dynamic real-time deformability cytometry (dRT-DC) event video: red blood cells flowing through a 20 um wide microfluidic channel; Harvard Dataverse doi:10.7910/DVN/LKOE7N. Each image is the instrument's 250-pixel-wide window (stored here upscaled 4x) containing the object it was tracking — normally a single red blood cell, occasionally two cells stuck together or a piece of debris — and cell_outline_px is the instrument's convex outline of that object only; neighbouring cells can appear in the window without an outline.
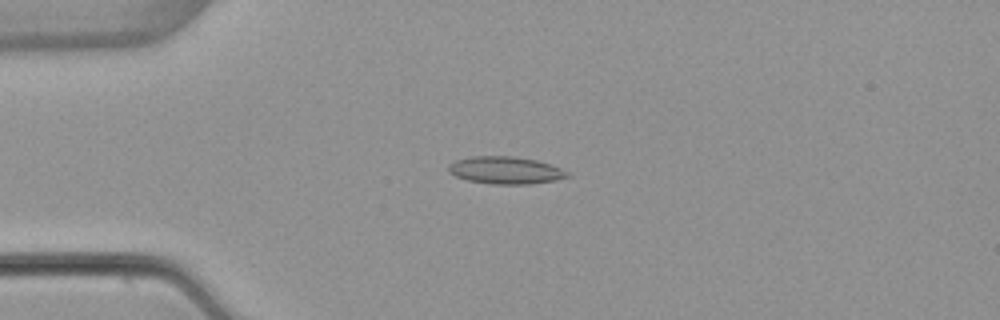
{"species": "common noctule bat (a hibernating species)", "species_latin": "Nyctalus noctula", "temperature_condition": "warm", "stored_images_in_passage": 52, "camera_frame_rate_fps": 3000, "um_per_image_px": 0.085, "animal": {"sex": "female", "body_mass_g": 22.7, "forearm_length_mm": 54.2}, "frame": {"image": 1, "passage_image": 13, "time_ms": 4.0, "image_size_px": [1000, 320], "cell_outline_px": [[572, 176], [556, 180], [532, 184], [492, 184], [468, 180], [456, 176], [448, 172], [448, 164], [456, 160], [472, 156], [512, 156], [536, 160], [560, 168], [568, 172]], "centroid_in_image_um": [42.97, 14.47], "position_along_channel_um": 42.0, "area_um2": 18.96}}
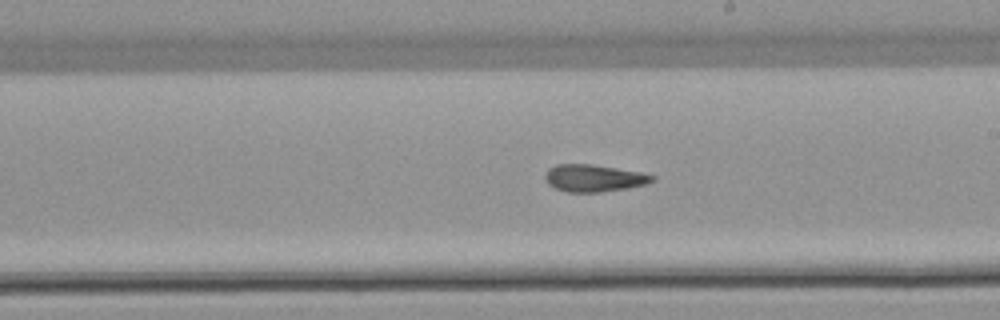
{"frame": {"image": 2, "passage_image": 30, "time_ms": 9.667, "image_size_px": [1000, 320], "cell_outline_px": [[656, 180], [648, 184], [628, 188], [600, 192], [568, 192], [556, 188], [548, 184], [544, 180], [544, 176], [548, 168], [556, 164], [592, 164], [640, 172], [656, 176]], "centroid_in_image_um": [50.49, 15.14], "position_along_channel_um": 238.5, "area_um2": 17.11}}
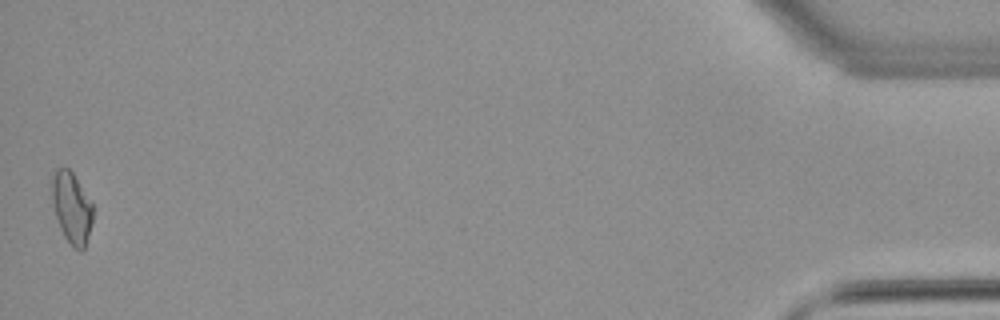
{"frame": {"image": 3, "passage_image": 52, "time_ms": 17.0, "image_size_px": [1000, 320], "cell_outline_px": [[92, 224], [84, 248], [80, 252], [72, 248], [64, 236], [60, 228], [56, 216], [52, 200], [52, 172], [56, 168], [68, 168], [72, 172], [92, 204]], "centroid_in_image_um": [6.08, 17.68], "position_along_channel_um": 429.1, "area_um2": 16.88}, "authors_computed_cell_mechanics": {"area_um2": 17.3111, "velocity_mm_per_s": 3.9123, "shape_relaxation_time_tau1_ms": null, "shape_relaxation_time_tau2_ms": 3.3747, "deformation_change_tau1": null, "deformation_change_tau2": 0.1095}}